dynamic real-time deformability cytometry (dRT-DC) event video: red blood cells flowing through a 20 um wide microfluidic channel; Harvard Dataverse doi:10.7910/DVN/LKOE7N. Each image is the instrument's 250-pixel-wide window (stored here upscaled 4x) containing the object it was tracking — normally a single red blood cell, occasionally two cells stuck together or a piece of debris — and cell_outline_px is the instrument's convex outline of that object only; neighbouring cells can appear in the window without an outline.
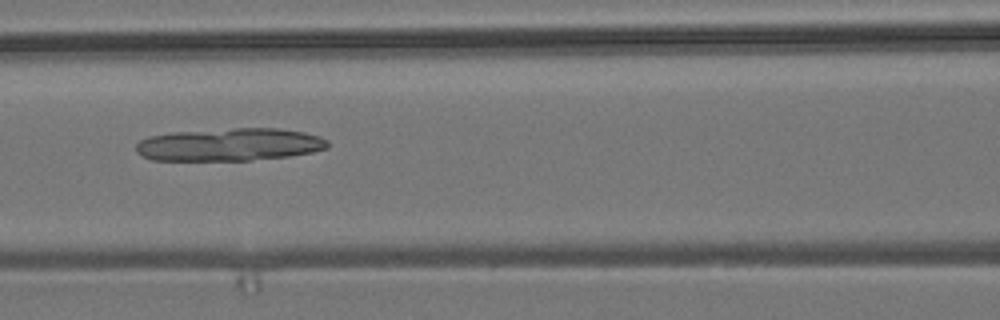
{"species": "common noctule bat (a hibernating species)", "species_latin": "Nyctalus noctula", "temperature_condition": "room temperature", "stored_images_in_passage": 9, "camera_frame_rate_fps": 3000, "um_per_image_px": 0.085, "animal": {"sex": "male", "body_mass_g": 19.2, "forearm_length_mm": 51.8}, "frame": {"image": 1, "passage_image": 7, "time_ms": 2.0, "image_size_px": [1000, 320], "cell_outline_px": [[328, 148], [312, 152], [288, 156], [248, 160], [152, 160], [136, 152], [136, 144], [140, 140], [148, 136], [172, 132], [236, 128], [280, 128], [304, 132], [320, 136], [328, 140]], "centroid_in_image_um": [19.52, 12.28], "position_along_channel_um": 147.1, "area_um2": 36.59}}
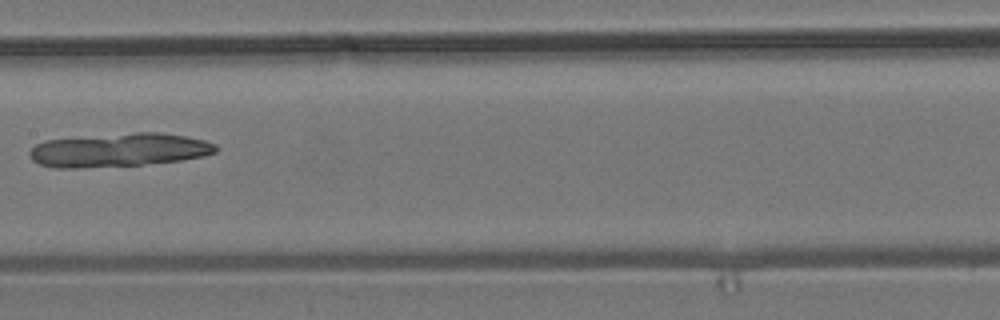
{"frame": {"image": 2, "passage_image": 8, "time_ms": 2.333, "image_size_px": [1000, 320], "cell_outline_px": [[216, 152], [204, 156], [180, 160], [140, 164], [80, 168], [56, 168], [40, 164], [32, 160], [28, 152], [36, 144], [44, 140], [136, 132], [160, 132], [188, 136], [204, 140], [216, 144]], "centroid_in_image_um": [10.11, 12.74], "position_along_channel_um": 197.3, "area_um2": 36.3}}
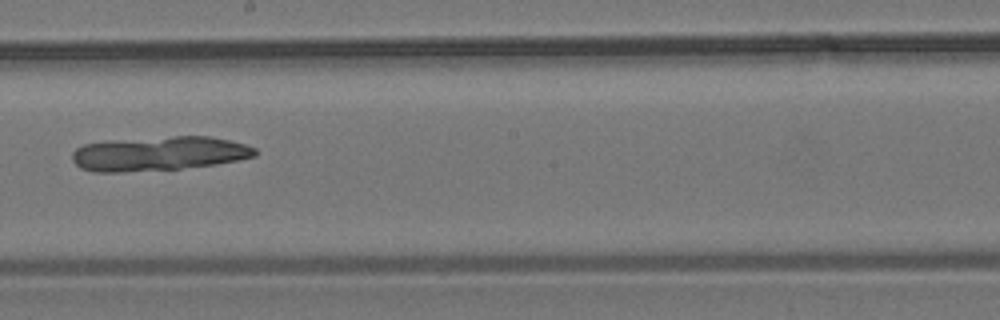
{"frame": {"image": 3, "passage_image": 9, "time_ms": 2.667, "image_size_px": [1000, 320], "cell_outline_px": [[256, 156], [216, 164], [180, 168], [124, 172], [92, 172], [80, 168], [72, 160], [72, 152], [76, 148], [84, 144], [108, 140], [172, 136], [208, 136], [228, 140], [244, 144], [256, 148]], "centroid_in_image_um": [13.45, 13.05], "position_along_channel_um": 234.7, "area_um2": 36.59}}